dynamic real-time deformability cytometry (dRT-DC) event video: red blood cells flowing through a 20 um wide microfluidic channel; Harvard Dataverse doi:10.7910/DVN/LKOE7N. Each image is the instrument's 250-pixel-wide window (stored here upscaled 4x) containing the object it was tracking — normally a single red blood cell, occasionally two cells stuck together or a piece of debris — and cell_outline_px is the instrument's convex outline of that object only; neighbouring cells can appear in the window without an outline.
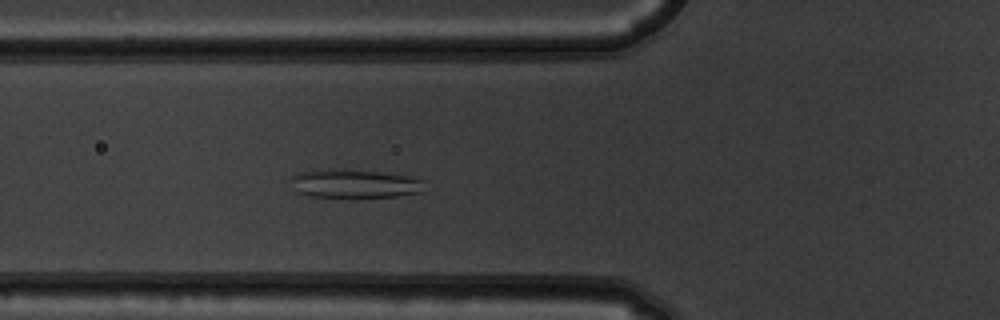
{"species": "common noctule bat (a hibernating species)", "species_latin": "Nyctalus noctula", "temperature_condition": "warm", "stored_images_in_passage": 5, "camera_frame_rate_fps": 3000, "um_per_image_px": 0.085, "animal": {"sex": "male", "body_mass_g": 19.5, "forearm_length_mm": 54.6}, "frame": {"image": 1, "passage_image": 5, "time_ms": 1.333, "image_size_px": [1000, 320], "cell_outline_px": [[424, 180], [420, 192], [396, 196], [308, 196], [296, 192], [292, 180], [292, 176], [296, 172], [328, 168], [376, 172], [420, 176]], "centroid_in_image_um": [30.14, 15.58], "position_along_channel_um": 95.7, "area_um2": 22.08}}